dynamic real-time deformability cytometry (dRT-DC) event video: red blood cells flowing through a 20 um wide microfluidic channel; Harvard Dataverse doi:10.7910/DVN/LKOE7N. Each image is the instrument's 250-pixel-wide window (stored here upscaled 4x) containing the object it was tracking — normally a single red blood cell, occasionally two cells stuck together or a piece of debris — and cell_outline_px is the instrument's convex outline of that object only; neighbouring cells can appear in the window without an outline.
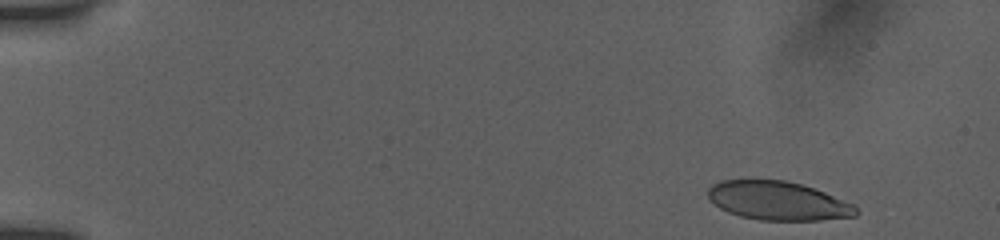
{"species": "human", "species_latin": "Homo sapiens", "temperature_condition": "room temperature", "stored_images_in_passage": 51, "camera_frame_rate_fps": 3000, "um_per_image_px": 0.085, "donor": {"sex": "female"}, "frame": {"image": 1, "passage_image": 3, "time_ms": 0.667, "image_size_px": [1000, 240], "cell_outline_px": [[860, 212], [856, 216], [820, 220], [760, 220], [740, 216], [728, 212], [720, 208], [708, 196], [708, 188], [712, 184], [720, 180], [784, 180], [800, 184], [824, 192], [856, 204]], "centroid_in_image_um": [66.17, 17.07], "position_along_channel_um": 18.8, "area_um2": 33.41}}
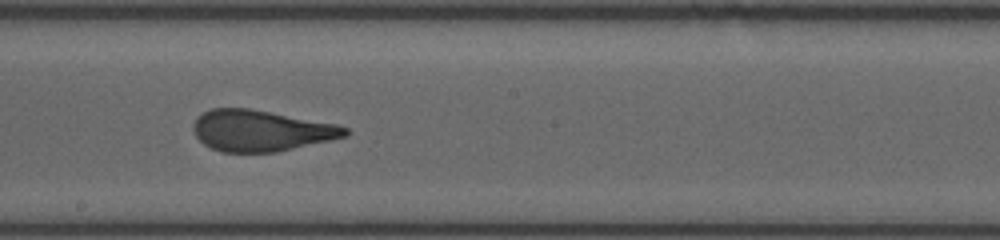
{"frame": {"image": 2, "passage_image": 29, "time_ms": 9.333, "image_size_px": [1000, 240], "cell_outline_px": [[352, 132], [348, 136], [276, 152], [220, 152], [204, 144], [196, 136], [192, 128], [192, 124], [196, 116], [212, 108], [248, 108], [336, 124], [348, 128]], "centroid_in_image_um": [22.17, 11.11], "position_along_channel_um": 226.0, "area_um2": 36.36}}
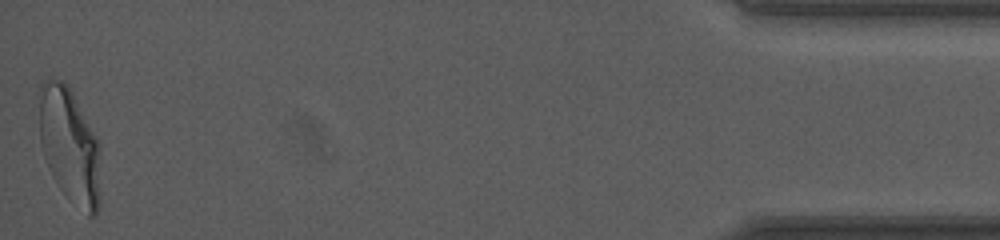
{"frame": {"image": 3, "passage_image": 51, "time_ms": 16.667, "image_size_px": [1000, 240], "cell_outline_px": [[100, 204], [96, 216], [88, 216], [40, 140], [40, 84], [48, 76], [64, 80], [68, 84], [96, 136], [100, 144]], "centroid_in_image_um": [6.02, 12.09], "position_along_channel_um": 429.2, "area_um2": 37.97}, "authors_computed_cell_mechanics": {"area_um2": 37.0498, "velocity_mm_per_s": 3.8953, "shape_relaxation_time_tau1_ms": 8.9202, "shape_relaxation_time_tau2_ms": 0.862, "deformation_change_tau1": 0.2773, "deformation_change_tau2": 0.0762}}